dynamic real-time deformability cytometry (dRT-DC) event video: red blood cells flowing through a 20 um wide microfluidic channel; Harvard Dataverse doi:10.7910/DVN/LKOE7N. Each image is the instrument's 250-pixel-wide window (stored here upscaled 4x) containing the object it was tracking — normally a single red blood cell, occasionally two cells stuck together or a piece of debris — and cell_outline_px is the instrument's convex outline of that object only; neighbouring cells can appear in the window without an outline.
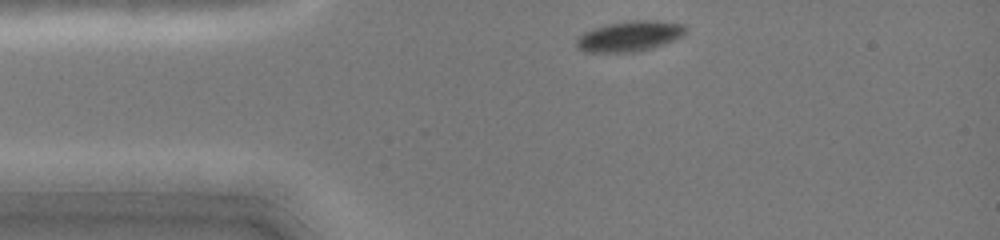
{"species": "common noctule bat (a hibernating species)", "species_latin": "Nyctalus noctula", "temperature_condition": "cold", "stored_images_in_passage": 33, "camera_frame_rate_fps": 3000, "um_per_image_px": 0.085, "animal": {"sex": "female", "body_mass_g": 19.0, "forearm_length_mm": 51.5}, "frame": {"image": 1, "passage_image": 1, "time_ms": 0.0, "image_size_px": [1000, 240], "cell_outline_px": [[688, 32], [684, 36], [676, 40], [652, 48], [636, 52], [584, 52], [576, 48], [576, 40], [584, 32], [608, 24], [632, 20], [656, 20], [684, 24], [688, 28]], "centroid_in_image_um": [53.58, 3.08], "position_along_channel_um": 31.4, "area_um2": 19.59}}
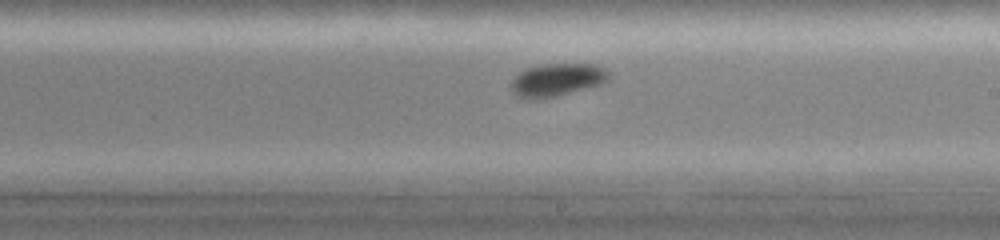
{"frame": {"image": 2, "passage_image": 19, "time_ms": 6.0, "image_size_px": [1000, 240], "cell_outline_px": [[608, 80], [600, 84], [556, 96], [520, 96], [512, 92], [508, 84], [520, 72], [528, 68], [540, 64], [600, 64], [608, 72]], "centroid_in_image_um": [47.37, 6.73], "position_along_channel_um": 241.6, "area_um2": 18.09}}
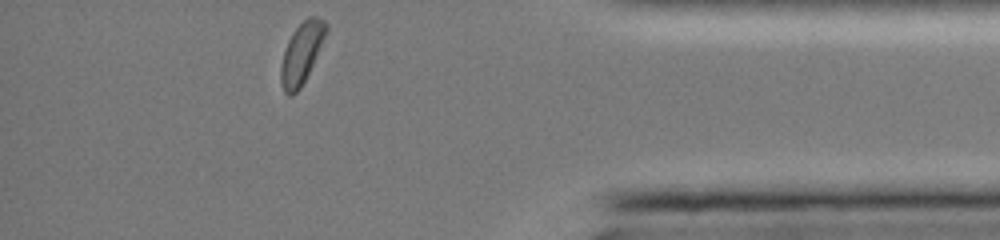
{"frame": {"image": 3, "passage_image": 33, "time_ms": 10.667, "image_size_px": [1000, 240], "cell_outline_px": [[328, 32], [300, 88], [292, 96], [288, 96], [284, 92], [280, 80], [280, 68], [284, 48], [292, 32], [308, 16], [316, 16], [324, 20], [328, 24]], "centroid_in_image_um": [25.63, 4.49], "position_along_channel_um": 409.6, "area_um2": 16.07}, "authors_computed_cell_mechanics": {"area_um2": 19.2474, "velocity_mm_per_s": 4.0459, "shape_relaxation_time_tau1_ms": 1.1097, "shape_relaxation_time_tau2_ms": null, "deformation_change_tau1": 0.0529, "deformation_change_tau2": null}}